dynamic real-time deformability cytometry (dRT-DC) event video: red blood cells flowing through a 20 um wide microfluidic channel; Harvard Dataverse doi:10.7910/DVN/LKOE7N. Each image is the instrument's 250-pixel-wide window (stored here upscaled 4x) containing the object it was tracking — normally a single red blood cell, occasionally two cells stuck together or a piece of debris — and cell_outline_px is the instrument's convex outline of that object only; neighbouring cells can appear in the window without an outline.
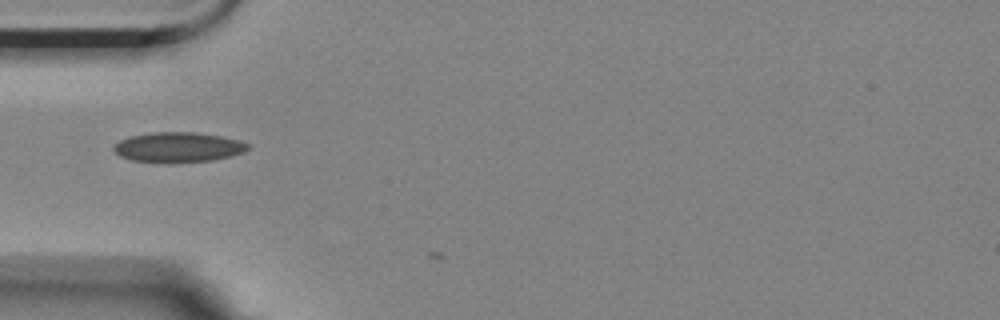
{"species": "Egyptian fruit bat (a non-hibernating species)", "species_latin": "Rousettus aegyptiacus", "temperature_condition": "room temperature", "stored_images_in_passage": 4, "camera_frame_rate_fps": 3000, "um_per_image_px": 0.085, "animal": {"sex": "female"}, "frame": {"image": 1, "passage_image": 3, "time_ms": 0.667, "image_size_px": [1000, 320], "cell_outline_px": [[252, 148], [244, 152], [232, 156], [212, 160], [172, 164], [168, 164], [132, 160], [120, 156], [112, 148], [112, 144], [120, 140], [132, 136], [152, 132], [196, 132], [220, 136], [240, 140], [252, 144]], "centroid_in_image_um": [15.18, 12.53], "position_along_channel_um": 69.8, "area_um2": 24.04}}